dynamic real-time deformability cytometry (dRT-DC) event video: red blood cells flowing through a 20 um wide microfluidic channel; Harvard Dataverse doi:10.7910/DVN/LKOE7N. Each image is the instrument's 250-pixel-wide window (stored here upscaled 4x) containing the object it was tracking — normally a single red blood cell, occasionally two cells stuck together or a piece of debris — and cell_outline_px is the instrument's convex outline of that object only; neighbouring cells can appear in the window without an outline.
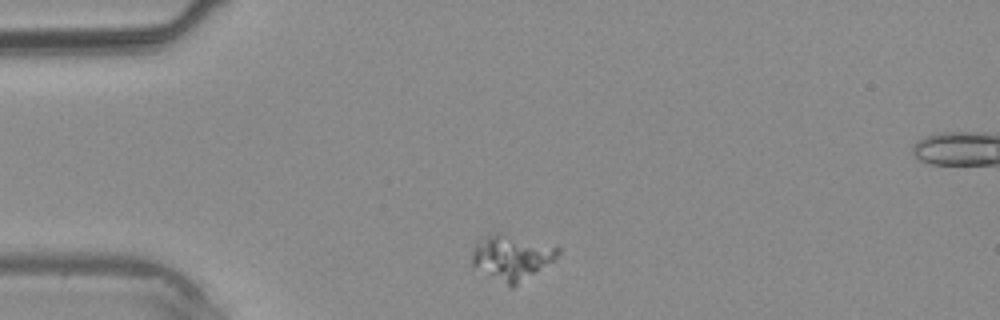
{"species": "common noctule bat (a hibernating species)", "species_latin": "Nyctalus noctula", "temperature_condition": "warm", "stored_images_in_passage": 2, "camera_frame_rate_fps": 3000, "um_per_image_px": 0.085, "animal": {"sex": "male", "body_mass_g": 20.4}, "frame": {"image": 1, "passage_image": 2, "time_ms": 4.0, "image_size_px": [1000, 320], "cell_outline_px": [[560, 252], [552, 260], [512, 288], [472, 268], [472, 252], [476, 240], [488, 232], [496, 232], [560, 248]], "centroid_in_image_um": [43.36, 21.88], "position_along_channel_um": 41.6, "area_um2": 22.37}}